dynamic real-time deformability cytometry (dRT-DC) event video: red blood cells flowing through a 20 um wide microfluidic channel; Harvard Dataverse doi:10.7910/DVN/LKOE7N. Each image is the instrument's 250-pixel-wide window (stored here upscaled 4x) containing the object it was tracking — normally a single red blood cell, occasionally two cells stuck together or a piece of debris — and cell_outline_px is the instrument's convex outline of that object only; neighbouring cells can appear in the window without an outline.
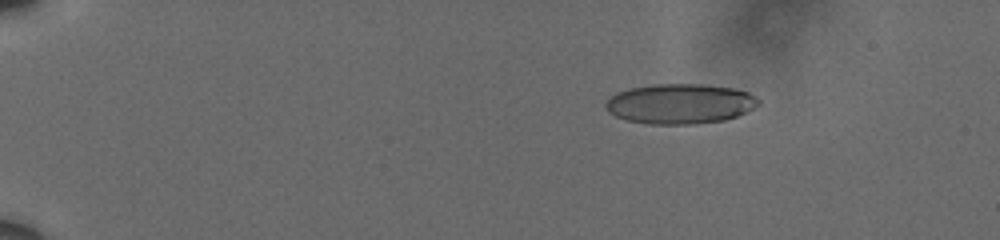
{"species": "human", "species_latin": "Homo sapiens", "temperature_condition": "cold", "stored_images_in_passage": 60, "camera_frame_rate_fps": 3000, "um_per_image_px": 0.085, "donor": {"sex": "male"}, "frame": {"image": 1, "passage_image": 11, "time_ms": 3.333, "image_size_px": [1000, 240], "cell_outline_px": [[760, 104], [736, 116], [724, 120], [696, 124], [648, 124], [628, 120], [616, 116], [608, 112], [604, 104], [616, 92], [628, 88], [656, 84], [704, 84], [736, 88], [748, 92], [760, 100]], "centroid_in_image_um": [57.8, 8.81], "position_along_channel_um": 27.2, "area_um2": 35.72}}
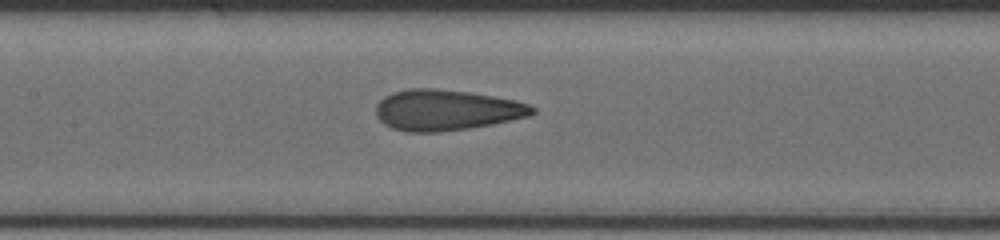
{"frame": {"image": 2, "passage_image": 32, "time_ms": 10.333, "image_size_px": [1000, 240], "cell_outline_px": [[536, 112], [528, 116], [492, 124], [468, 128], [440, 132], [404, 132], [392, 128], [384, 124], [376, 116], [376, 104], [384, 96], [392, 92], [408, 88], [432, 88], [468, 92], [516, 100], [528, 104], [536, 108]], "centroid_in_image_um": [37.9, 9.35], "position_along_channel_um": 169.5, "area_um2": 37.22}}
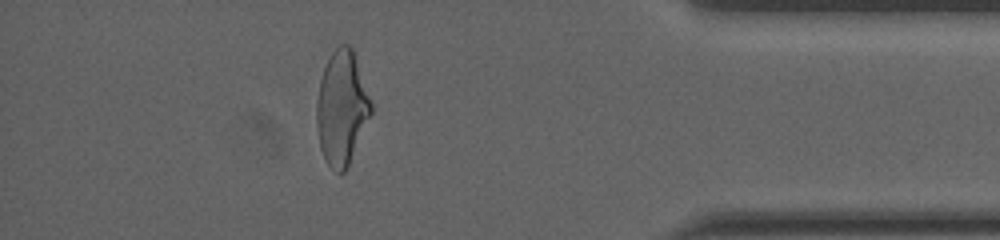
{"frame": {"image": 3, "passage_image": 54, "time_ms": 17.667, "image_size_px": [1000, 240], "cell_outline_px": [[372, 112], [348, 164], [344, 172], [340, 176], [324, 160], [320, 148], [316, 124], [316, 100], [320, 80], [328, 56], [340, 44], [348, 44], [352, 48], [372, 104]], "centroid_in_image_um": [29.02, 9.18], "position_along_channel_um": 406.2, "area_um2": 35.89}, "authors_computed_cell_mechanics": {"area_um2": 35.8649, "velocity_mm_per_s": 3.6244, "shape_relaxation_time_tau1_ms": 9.3597, "shape_relaxation_time_tau2_ms": 1.2845, "deformation_change_tau1": 0.2389, "deformation_change_tau2": 0.0989}}